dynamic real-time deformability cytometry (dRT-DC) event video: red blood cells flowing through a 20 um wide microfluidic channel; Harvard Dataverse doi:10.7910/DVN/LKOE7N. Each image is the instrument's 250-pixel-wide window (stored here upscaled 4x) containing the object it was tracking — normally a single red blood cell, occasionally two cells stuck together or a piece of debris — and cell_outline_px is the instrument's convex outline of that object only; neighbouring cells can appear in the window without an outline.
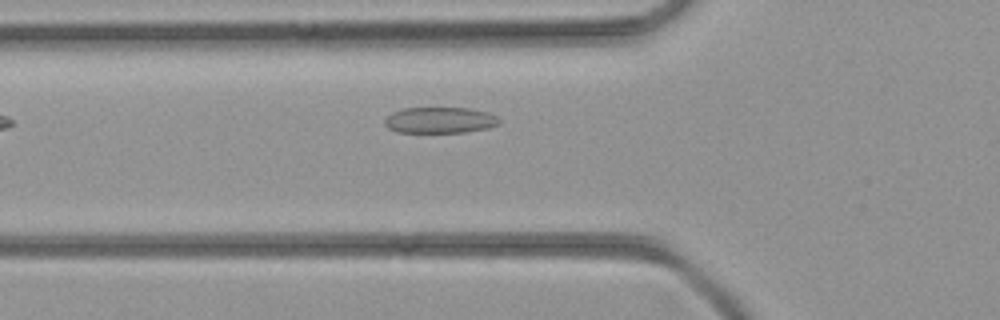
{"species": "common noctule bat (a hibernating species)", "species_latin": "Nyctalus noctula", "temperature_condition": "room temperature", "stored_images_in_passage": 10, "camera_frame_rate_fps": 3000, "um_per_image_px": 0.085, "animal": {"sex": "female", "body_mass_g": 21.9}, "frame": {"image": 1, "passage_image": 2, "time_ms": 0.333, "image_size_px": [1000, 320], "cell_outline_px": [[500, 124], [488, 128], [464, 132], [396, 132], [388, 128], [384, 124], [384, 120], [392, 112], [404, 108], [468, 108], [488, 112], [496, 116], [500, 120]], "centroid_in_image_um": [37.39, 10.21], "position_along_channel_um": 88.4, "area_um2": 17.4}}
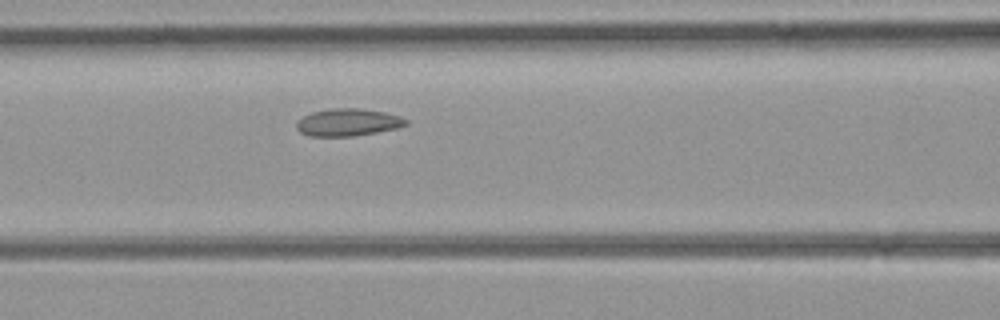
{"frame": {"image": 2, "passage_image": 5, "time_ms": 1.333, "image_size_px": [1000, 320], "cell_outline_px": [[408, 124], [396, 128], [376, 132], [352, 136], [308, 136], [300, 132], [296, 128], [296, 120], [312, 112], [328, 108], [360, 108], [384, 112], [400, 116], [408, 120]], "centroid_in_image_um": [29.54, 10.39], "position_along_channel_um": 137.1, "area_um2": 17.51}}
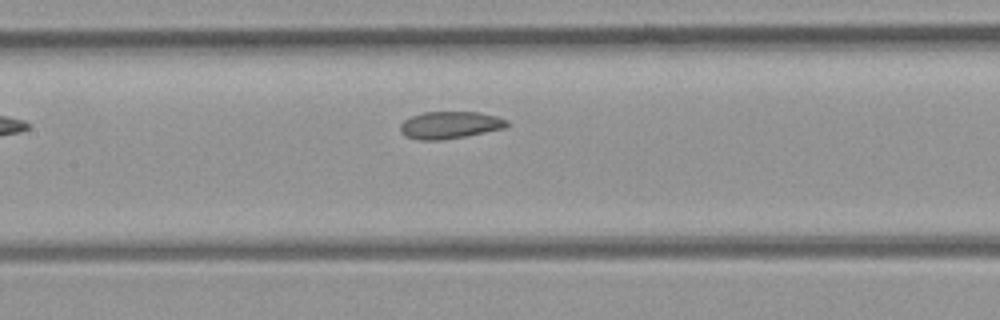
{"frame": {"image": 3, "passage_image": 7, "time_ms": 2.0, "image_size_px": [1000, 320], "cell_outline_px": [[508, 124], [504, 128], [464, 136], [440, 140], [420, 140], [404, 136], [400, 132], [400, 124], [404, 120], [412, 116], [424, 112], [480, 112], [496, 116], [508, 120]], "centroid_in_image_um": [38.21, 10.62], "position_along_channel_um": 169.2, "area_um2": 16.82}}